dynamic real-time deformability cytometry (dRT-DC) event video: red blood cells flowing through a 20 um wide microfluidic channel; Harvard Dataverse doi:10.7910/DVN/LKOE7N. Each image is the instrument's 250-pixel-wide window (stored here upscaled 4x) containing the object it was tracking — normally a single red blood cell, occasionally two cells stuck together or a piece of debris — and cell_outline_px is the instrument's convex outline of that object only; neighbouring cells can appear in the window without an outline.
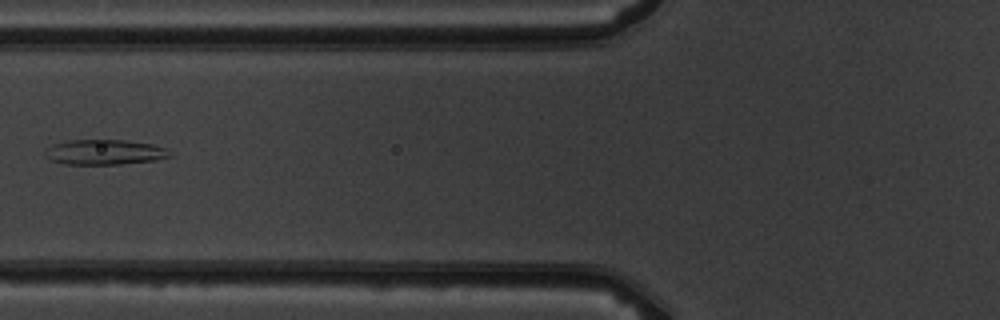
{"species": "common noctule bat (a hibernating species)", "species_latin": "Nyctalus noctula", "temperature_condition": "warm", "stored_images_in_passage": 4, "camera_frame_rate_fps": 3000, "um_per_image_px": 0.085, "animal": {"sex": "male", "body_mass_g": 19.5, "forearm_length_mm": 54.6}, "frame": {"image": 1, "passage_image": 2, "time_ms": 1.333, "image_size_px": [1000, 320], "cell_outline_px": [[172, 156], [156, 160], [120, 164], [64, 164], [52, 160], [44, 156], [44, 152], [52, 144], [68, 140], [124, 140], [152, 144], [168, 148]], "centroid_in_image_um": [8.9, 12.93], "position_along_channel_um": 116.9, "area_um2": 18.32}}
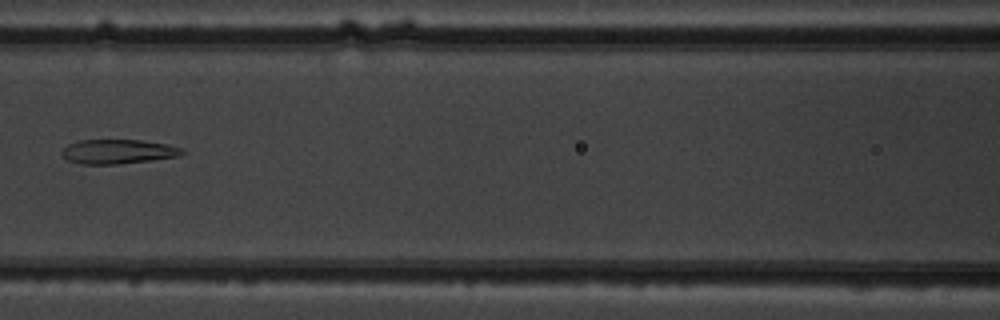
{"frame": {"image": 2, "passage_image": 3, "time_ms": 2.333, "image_size_px": [1000, 320], "cell_outline_px": [[184, 152], [176, 156], [152, 160], [120, 164], [80, 164], [68, 160], [60, 152], [68, 144], [76, 140], [140, 140], [168, 144], [184, 148]], "centroid_in_image_um": [10.01, 12.88], "position_along_channel_um": 156.6, "area_um2": 17.11}}
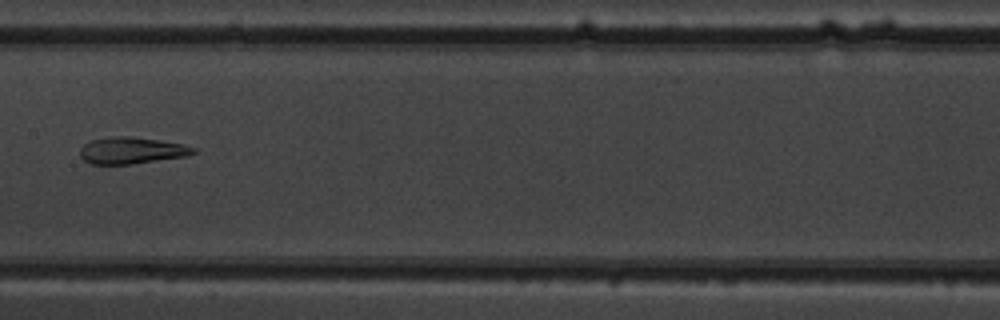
{"frame": {"image": 3, "passage_image": 4, "time_ms": 3.333, "image_size_px": [1000, 320], "cell_outline_px": [[196, 152], [188, 156], [132, 164], [92, 164], [84, 160], [80, 156], [80, 148], [84, 144], [92, 140], [112, 136], [128, 136], [184, 144], [196, 148]], "centroid_in_image_um": [11.19, 12.79], "position_along_channel_um": 196.2, "area_um2": 17.57}}